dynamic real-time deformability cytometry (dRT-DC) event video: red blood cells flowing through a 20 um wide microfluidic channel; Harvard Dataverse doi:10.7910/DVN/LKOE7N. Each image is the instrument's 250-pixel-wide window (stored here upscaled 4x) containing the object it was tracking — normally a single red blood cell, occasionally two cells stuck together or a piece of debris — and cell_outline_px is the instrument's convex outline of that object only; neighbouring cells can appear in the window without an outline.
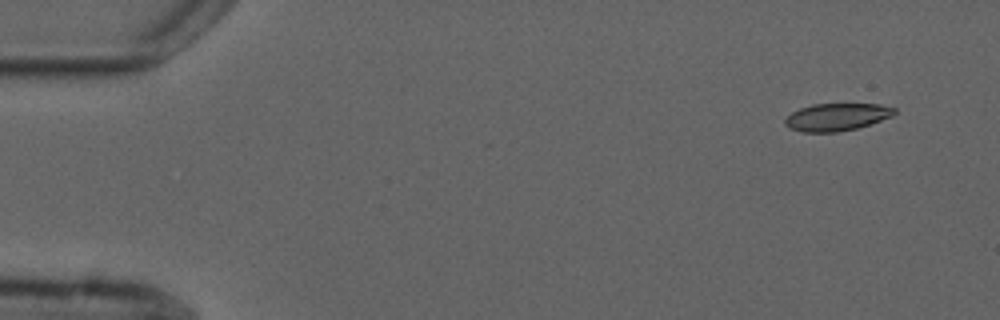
{"species": "common noctule bat (a hibernating species)", "species_latin": "Nyctalus noctula", "temperature_condition": "cold", "stored_images_in_passage": 2, "camera_frame_rate_fps": 3000, "um_per_image_px": 0.085, "animal": {"sex": "male", "forearm_length_mm": 52.5}, "frame": {"image": 1, "passage_image": 1, "time_ms": 0.0, "image_size_px": [1000, 320], "cell_outline_px": [[896, 112], [892, 116], [856, 128], [836, 132], [804, 132], [788, 128], [784, 124], [784, 120], [792, 112], [800, 108], [812, 104], [880, 104], [896, 108]], "centroid_in_image_um": [71.1, 9.94], "position_along_channel_um": 13.9, "area_um2": 17.4}}